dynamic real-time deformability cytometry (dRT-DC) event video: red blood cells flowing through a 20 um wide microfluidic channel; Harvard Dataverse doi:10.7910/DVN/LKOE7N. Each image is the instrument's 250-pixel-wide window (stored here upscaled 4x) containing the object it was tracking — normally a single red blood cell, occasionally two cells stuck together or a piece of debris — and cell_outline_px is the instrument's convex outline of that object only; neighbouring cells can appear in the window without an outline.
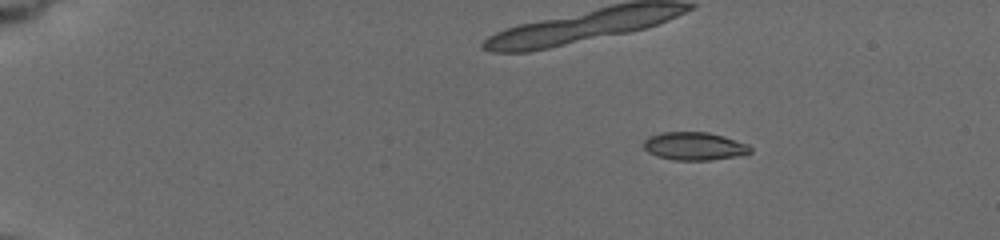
{"species": "common noctule bat (a hibernating species)", "species_latin": "Nyctalus noctula", "temperature_condition": "cold", "stored_images_in_passage": 11, "camera_frame_rate_fps": 3000, "um_per_image_px": 0.085, "animal": {"sex": "female", "body_mass_g": 19.5, "forearm_length_mm": 54.1}, "frame": {"image": 1, "passage_image": 1, "time_ms": 0.0, "image_size_px": [1000, 240], "cell_outline_px": [[752, 152], [736, 156], [708, 160], [676, 160], [656, 156], [648, 152], [644, 148], [644, 140], [648, 136], [660, 132], [708, 132], [724, 136], [748, 144], [752, 148]], "centroid_in_image_um": [59.0, 12.41], "position_along_channel_um": 26.0, "area_um2": 17.46}}
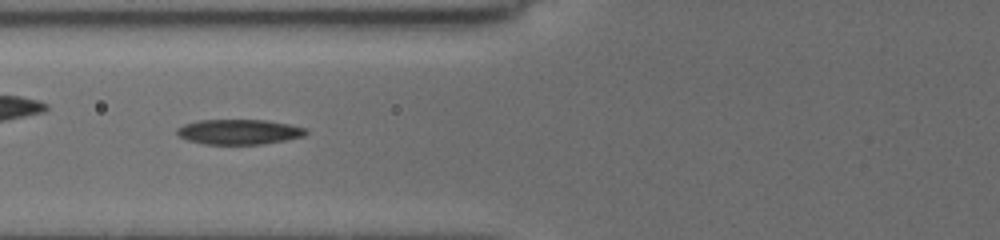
{"frame": {"image": 2, "passage_image": 8, "time_ms": 5.0, "image_size_px": [1000, 240], "cell_outline_px": [[308, 132], [304, 136], [264, 144], [204, 144], [188, 140], [180, 136], [176, 132], [176, 128], [184, 124], [196, 120], [268, 120], [288, 124], [304, 128]], "centroid_in_image_um": [20.29, 11.2], "position_along_channel_um": 105.5, "area_um2": 18.79}}
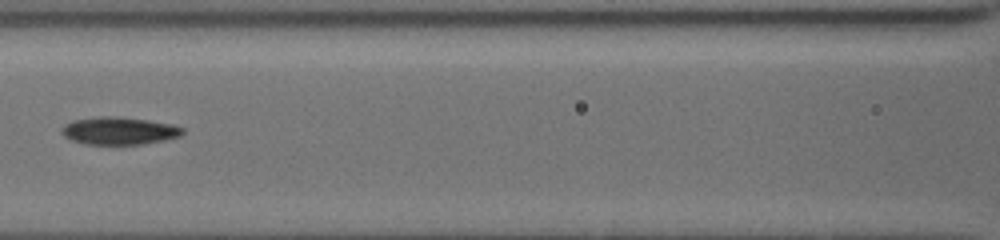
{"frame": {"image": 3, "passage_image": 10, "time_ms": 6.333, "image_size_px": [1000, 240], "cell_outline_px": [[184, 132], [180, 136], [164, 140], [140, 144], [84, 144], [72, 140], [64, 136], [60, 132], [72, 120], [100, 116], [116, 116], [148, 120], [172, 124], [184, 128]], "centroid_in_image_um": [10.15, 11.11], "position_along_channel_um": 156.5, "area_um2": 19.31}}